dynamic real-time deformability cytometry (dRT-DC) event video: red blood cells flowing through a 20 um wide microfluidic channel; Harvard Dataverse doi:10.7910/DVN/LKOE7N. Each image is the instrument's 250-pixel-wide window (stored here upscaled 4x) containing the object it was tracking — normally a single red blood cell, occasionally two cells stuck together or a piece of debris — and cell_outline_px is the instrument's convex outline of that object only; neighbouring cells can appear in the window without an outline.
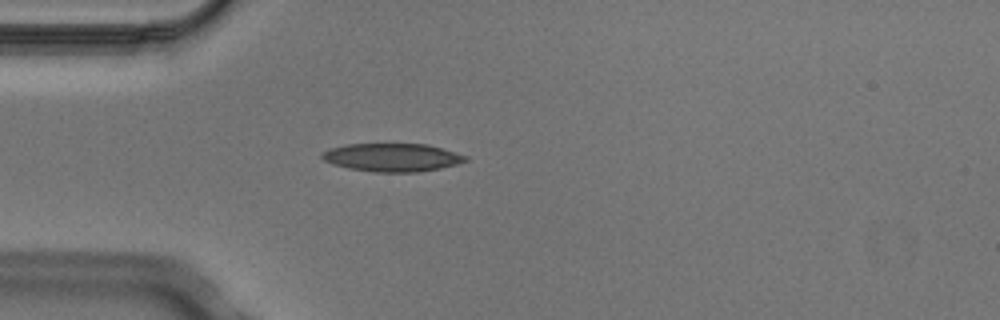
{"species": "Egyptian fruit bat (a non-hibernating species)", "species_latin": "Rousettus aegyptiacus", "temperature_condition": "cold", "stored_images_in_passage": 1, "camera_frame_rate_fps": 3000, "um_per_image_px": 0.085, "animal": {"sex": "male"}, "frame": {"image": 1, "passage_image": 1, "time_ms": 0.0, "image_size_px": [1000, 320], "cell_outline_px": [[468, 160], [456, 164], [440, 168], [416, 172], [372, 172], [348, 168], [332, 164], [324, 160], [320, 156], [328, 148], [348, 144], [428, 144], [468, 156]], "centroid_in_image_um": [33.32, 13.38], "position_along_channel_um": 51.7, "area_um2": 23.52}}